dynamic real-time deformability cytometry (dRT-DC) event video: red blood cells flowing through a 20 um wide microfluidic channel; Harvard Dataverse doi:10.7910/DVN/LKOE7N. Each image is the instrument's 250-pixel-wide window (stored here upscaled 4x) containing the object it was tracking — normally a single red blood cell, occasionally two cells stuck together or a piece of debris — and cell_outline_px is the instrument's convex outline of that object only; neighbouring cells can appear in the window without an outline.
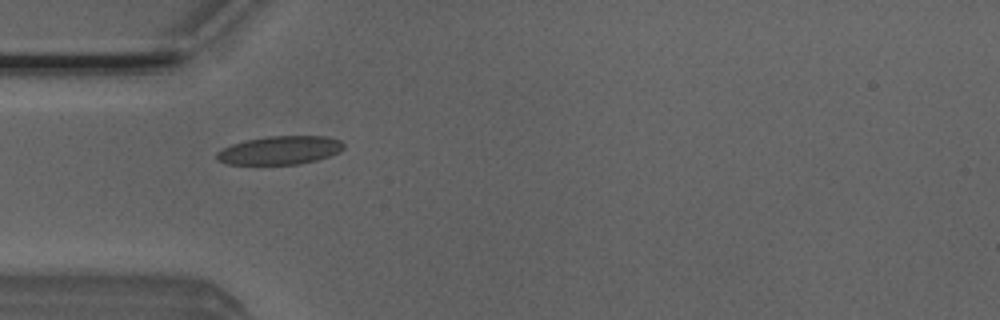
{"species": "Egyptian fruit bat (a non-hibernating species)", "species_latin": "Rousettus aegyptiacus", "temperature_condition": "room temperature", "stored_images_in_passage": 6, "camera_frame_rate_fps": 3000, "um_per_image_px": 0.085, "animal": {"sex": "male"}, "frame": {"image": 1, "passage_image": 5, "time_ms": 1.333, "image_size_px": [1000, 320], "cell_outline_px": [[344, 148], [340, 152], [316, 160], [300, 164], [224, 164], [216, 160], [216, 152], [232, 144], [244, 140], [268, 136], [324, 136], [340, 140], [344, 144]], "centroid_in_image_um": [23.77, 12.77], "position_along_channel_um": 61.2, "area_um2": 21.1}}